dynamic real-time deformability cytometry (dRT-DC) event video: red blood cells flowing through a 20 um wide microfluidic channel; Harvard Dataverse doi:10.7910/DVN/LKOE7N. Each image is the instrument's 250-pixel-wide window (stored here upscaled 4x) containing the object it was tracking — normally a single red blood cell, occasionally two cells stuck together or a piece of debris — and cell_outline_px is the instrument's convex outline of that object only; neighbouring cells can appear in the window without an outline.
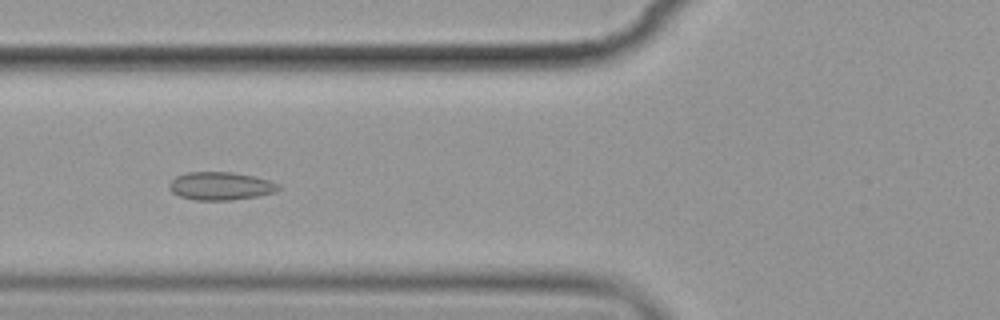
{"species": "common noctule bat (a hibernating species)", "species_latin": "Nyctalus noctula", "temperature_condition": "cold", "stored_images_in_passage": 7, "camera_frame_rate_fps": 3000, "um_per_image_px": 0.085, "animal": {"sex": "female", "body_mass_g": 19.9}, "frame": {"image": 1, "passage_image": 6, "time_ms": 6.0, "image_size_px": [1000, 320], "cell_outline_px": [[280, 188], [276, 192], [256, 196], [232, 200], [196, 200], [180, 196], [172, 192], [168, 188], [168, 184], [176, 176], [188, 172], [232, 172], [252, 176], [268, 180], [280, 184]], "centroid_in_image_um": [18.74, 15.81], "position_along_channel_um": 107.1, "area_um2": 17.8}}
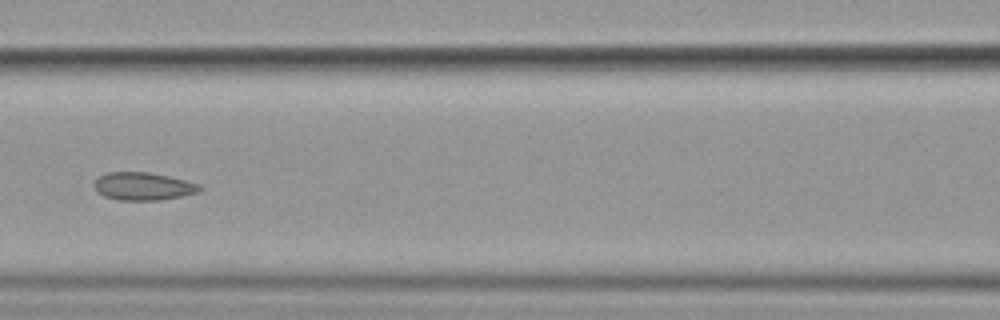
{"frame": {"image": 2, "passage_image": 7, "time_ms": 7.333, "image_size_px": [1000, 320], "cell_outline_px": [[204, 188], [200, 192], [160, 200], [120, 200], [104, 196], [96, 192], [92, 184], [100, 176], [108, 172], [148, 172], [168, 176], [200, 184]], "centroid_in_image_um": [12.17, 15.84], "position_along_channel_um": 154.4, "area_um2": 17.17}}